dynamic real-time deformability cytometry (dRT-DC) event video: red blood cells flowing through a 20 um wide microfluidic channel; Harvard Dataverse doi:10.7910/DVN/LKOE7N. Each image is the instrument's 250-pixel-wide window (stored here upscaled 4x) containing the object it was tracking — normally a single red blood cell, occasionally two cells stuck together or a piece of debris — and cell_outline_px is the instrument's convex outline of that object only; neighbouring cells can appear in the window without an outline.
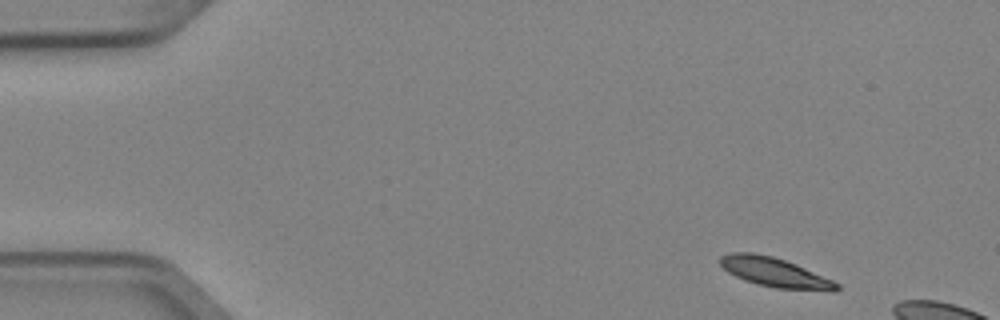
{"species": "Egyptian fruit bat (a non-hibernating species)", "species_latin": "Rousettus aegyptiacus", "temperature_condition": "cold", "stored_images_in_passage": 3, "camera_frame_rate_fps": 3000, "um_per_image_px": 0.085, "animal": {"sex": "female"}, "frame": {"image": 1, "passage_image": 1, "time_ms": 0.0, "image_size_px": [1000, 320], "cell_outline_px": [[840, 288], [836, 292], [832, 292], [776, 288], [756, 284], [744, 280], [728, 272], [720, 264], [720, 256], [732, 252], [752, 252], [772, 256], [796, 264], [832, 280], [840, 284]], "centroid_in_image_um": [65.89, 23.17], "position_along_channel_um": 19.1, "area_um2": 20.06}}